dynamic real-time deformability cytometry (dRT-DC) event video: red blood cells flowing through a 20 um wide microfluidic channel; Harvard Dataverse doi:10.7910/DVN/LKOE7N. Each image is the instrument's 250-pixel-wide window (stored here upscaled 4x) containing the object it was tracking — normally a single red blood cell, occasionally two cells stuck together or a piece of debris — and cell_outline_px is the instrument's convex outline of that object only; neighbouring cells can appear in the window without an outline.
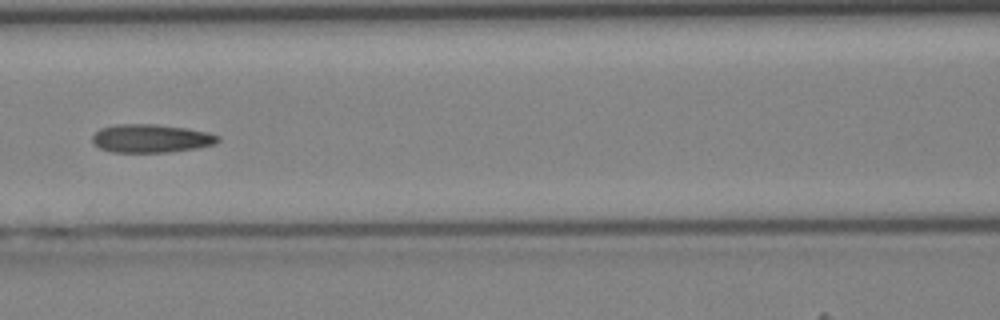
{"species": "Egyptian fruit bat (a non-hibernating species)", "species_latin": "Rousettus aegyptiacus", "temperature_condition": "cold", "stored_images_in_passage": 43, "camera_frame_rate_fps": 3000, "um_per_image_px": 0.085, "animal": {"sex": "female"}, "frame": {"image": 1, "passage_image": 19, "time_ms": 6.0, "image_size_px": [1000, 320], "cell_outline_px": [[220, 140], [216, 144], [196, 148], [168, 152], [112, 152], [100, 148], [92, 140], [92, 136], [100, 128], [116, 124], [156, 124], [188, 128], [208, 132], [220, 136]], "centroid_in_image_um": [12.87, 11.76], "position_along_channel_um": 153.7, "area_um2": 20.81}}
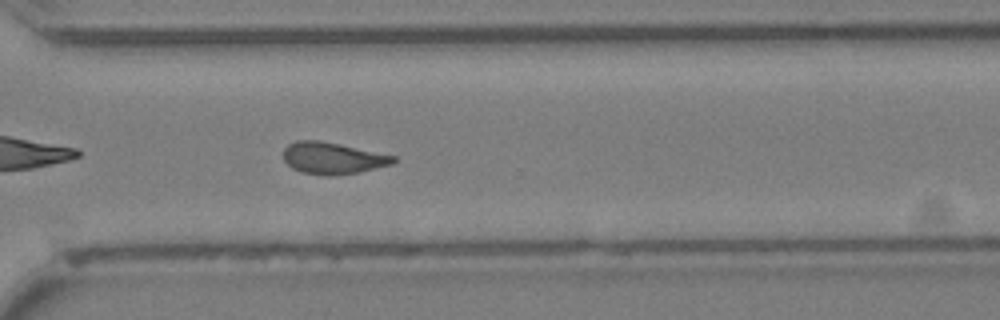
{"frame": {"image": 2, "passage_image": 31, "time_ms": 10.0, "image_size_px": [1000, 320], "cell_outline_px": [[396, 160], [392, 164], [356, 172], [328, 176], [324, 176], [300, 172], [292, 168], [284, 160], [284, 148], [288, 144], [296, 140], [320, 140], [340, 144], [396, 156]], "centroid_in_image_um": [28.24, 13.43], "position_along_channel_um": 342.4, "area_um2": 20.23}}